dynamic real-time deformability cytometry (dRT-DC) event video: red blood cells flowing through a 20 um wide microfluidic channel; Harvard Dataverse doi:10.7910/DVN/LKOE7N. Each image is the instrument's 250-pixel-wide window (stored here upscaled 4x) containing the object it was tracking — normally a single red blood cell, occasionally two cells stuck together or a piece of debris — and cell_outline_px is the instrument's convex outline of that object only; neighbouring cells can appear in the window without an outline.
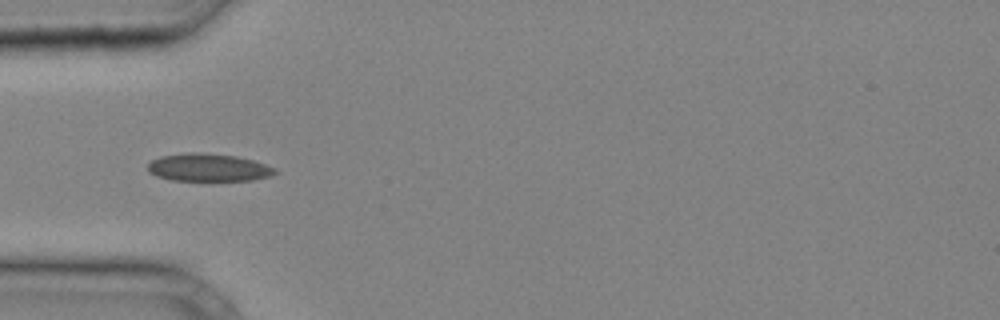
{"species": "common noctule bat (a hibernating species)", "species_latin": "Nyctalus noctula", "temperature_condition": "cold", "stored_images_in_passage": 36, "camera_frame_rate_fps": 3000, "um_per_image_px": 0.085, "animal": {"sex": "male", "body_mass_g": 20.4}, "frame": {"image": 1, "passage_image": 11, "time_ms": 3.333, "image_size_px": [1000, 320], "cell_outline_px": [[276, 172], [272, 176], [252, 180], [172, 180], [156, 176], [148, 172], [148, 164], [152, 160], [160, 156], [192, 152], [200, 152], [236, 156], [252, 160], [276, 168]], "centroid_in_image_um": [17.7, 14.24], "position_along_channel_um": 67.3, "area_um2": 20.46}}